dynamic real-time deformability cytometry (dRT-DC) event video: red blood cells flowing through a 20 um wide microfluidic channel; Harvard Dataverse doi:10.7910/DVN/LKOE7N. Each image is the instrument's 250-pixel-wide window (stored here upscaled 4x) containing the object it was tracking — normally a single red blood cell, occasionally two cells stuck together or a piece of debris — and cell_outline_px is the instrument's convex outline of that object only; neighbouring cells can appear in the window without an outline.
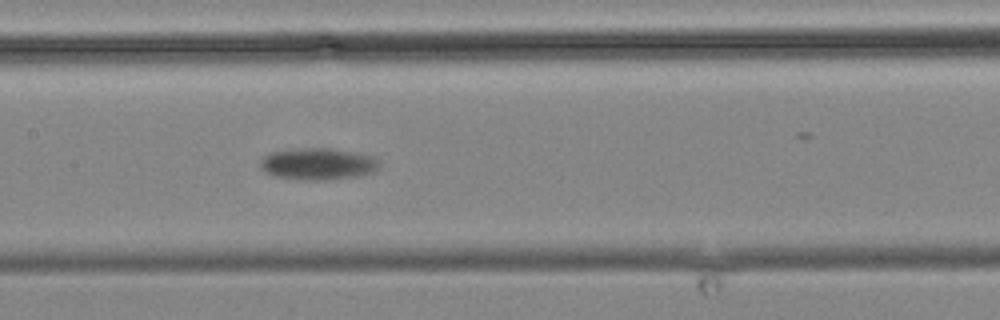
{"species": "common noctule bat (a hibernating species)", "species_latin": "Nyctalus noctula", "temperature_condition": "cold", "stored_images_in_passage": 16, "camera_frame_rate_fps": 3000, "um_per_image_px": 0.085, "animal": {"sex": "male", "body_mass_g": 19.2, "forearm_length_mm": 51.8}, "frame": {"image": 1, "passage_image": 16, "time_ms": 19.333, "image_size_px": [1000, 320], "cell_outline_px": [[380, 168], [376, 172], [356, 176], [324, 180], [304, 180], [276, 176], [264, 172], [260, 168], [260, 160], [264, 156], [272, 152], [308, 148], [332, 148], [356, 152], [372, 156], [380, 160]], "centroid_in_image_um": [27.08, 13.93], "position_along_channel_um": 180.3, "area_um2": 22.14}}